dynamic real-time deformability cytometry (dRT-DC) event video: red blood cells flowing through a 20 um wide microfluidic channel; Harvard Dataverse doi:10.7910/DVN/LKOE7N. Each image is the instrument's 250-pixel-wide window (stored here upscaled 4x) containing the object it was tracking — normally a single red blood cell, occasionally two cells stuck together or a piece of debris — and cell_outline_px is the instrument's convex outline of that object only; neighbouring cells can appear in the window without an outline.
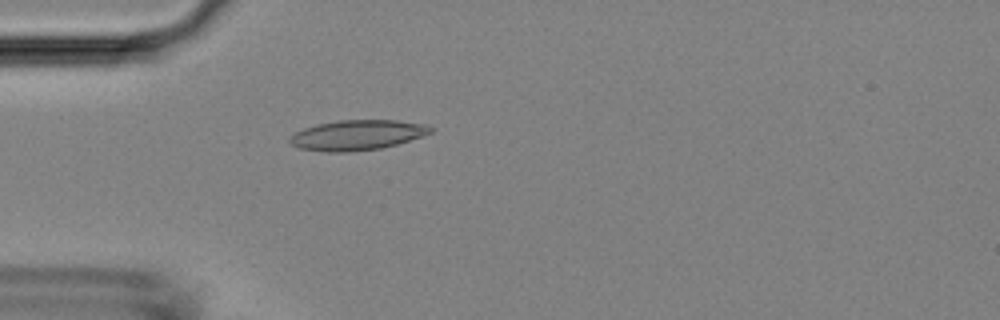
{"species": "Egyptian fruit bat (a non-hibernating species)", "species_latin": "Rousettus aegyptiacus", "temperature_condition": "room temperature", "stored_images_in_passage": 4, "camera_frame_rate_fps": 3000, "um_per_image_px": 0.085, "animal": {"sex": "female"}, "frame": {"image": 1, "passage_image": 4, "time_ms": 3.333, "image_size_px": [1000, 320], "cell_outline_px": [[436, 128], [432, 132], [396, 144], [380, 148], [348, 152], [328, 152], [296, 148], [288, 140], [288, 136], [304, 128], [316, 124], [340, 120], [396, 120], [424, 124]], "centroid_in_image_um": [30.32, 11.48], "position_along_channel_um": 54.7, "area_um2": 24.68}}